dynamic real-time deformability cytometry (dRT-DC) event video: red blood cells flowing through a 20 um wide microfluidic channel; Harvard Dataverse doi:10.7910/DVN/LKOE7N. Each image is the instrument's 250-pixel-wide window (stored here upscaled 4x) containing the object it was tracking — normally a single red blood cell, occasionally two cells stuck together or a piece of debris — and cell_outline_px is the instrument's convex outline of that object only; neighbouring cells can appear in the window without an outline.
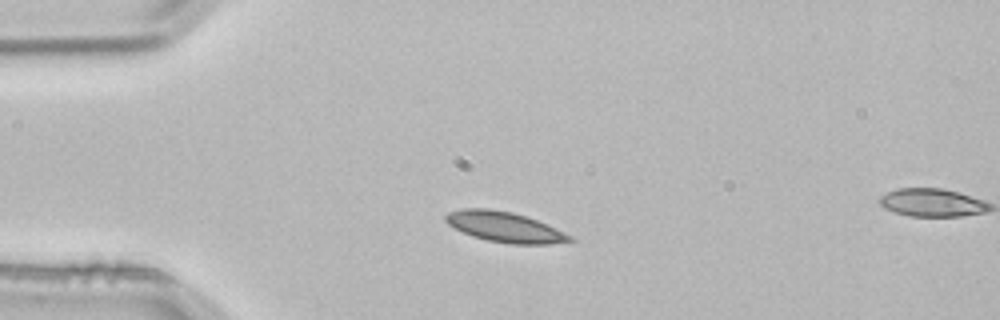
{"species": "common noctule bat (a hibernating species)", "species_latin": "Nyctalus noctula", "temperature_condition": "room temperature", "stored_images_in_passage": 2, "camera_frame_rate_fps": 3000, "um_per_image_px": 0.085, "animal": {"sex": "male", "body_mass_g": 21.5, "forearm_length_mm": 52.0}, "frame": {"image": 1, "passage_image": 1, "time_ms": 0.0, "image_size_px": [1000, 320], "cell_outline_px": [[576, 240], [548, 244], [512, 244], [488, 240], [472, 236], [448, 224], [444, 220], [444, 216], [448, 212], [464, 208], [488, 208], [512, 212], [536, 220], [572, 236]], "centroid_in_image_um": [42.87, 19.29], "position_along_channel_um": 42.1, "area_um2": 21.62}}